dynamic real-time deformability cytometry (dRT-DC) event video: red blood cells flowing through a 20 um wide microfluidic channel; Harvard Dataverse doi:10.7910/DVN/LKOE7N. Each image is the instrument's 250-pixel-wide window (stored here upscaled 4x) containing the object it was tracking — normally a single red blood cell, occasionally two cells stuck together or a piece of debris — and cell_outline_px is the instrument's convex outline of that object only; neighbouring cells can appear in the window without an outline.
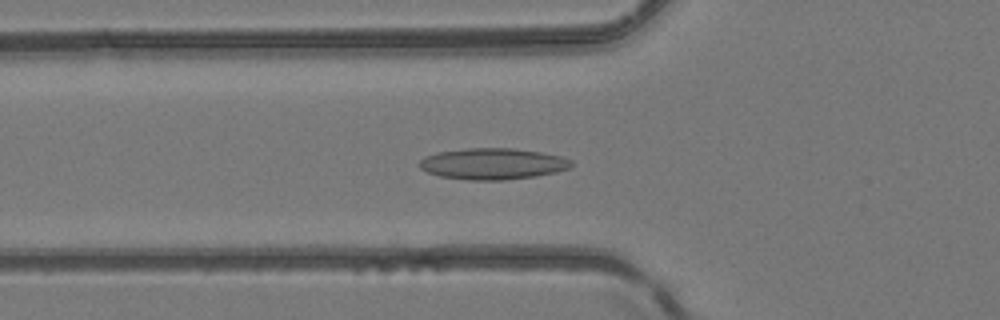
{"species": "common noctule bat (a hibernating species)", "species_latin": "Nyctalus noctula", "temperature_condition": "room temperature", "stored_images_in_passage": 49, "camera_frame_rate_fps": 3000, "um_per_image_px": 0.085, "animal": {"sex": "female", "body_mass_g": 24.6, "forearm_length_mm": 56.2}, "frame": {"image": 1, "passage_image": 17, "time_ms": 5.333, "image_size_px": [1000, 320], "cell_outline_px": [[572, 164], [568, 168], [556, 172], [536, 176], [504, 180], [468, 180], [440, 176], [428, 172], [420, 168], [420, 160], [424, 156], [436, 152], [468, 148], [512, 148], [540, 152], [560, 156], [572, 160]], "centroid_in_image_um": [41.86, 13.92], "position_along_channel_um": 83.9, "area_um2": 27.63}}
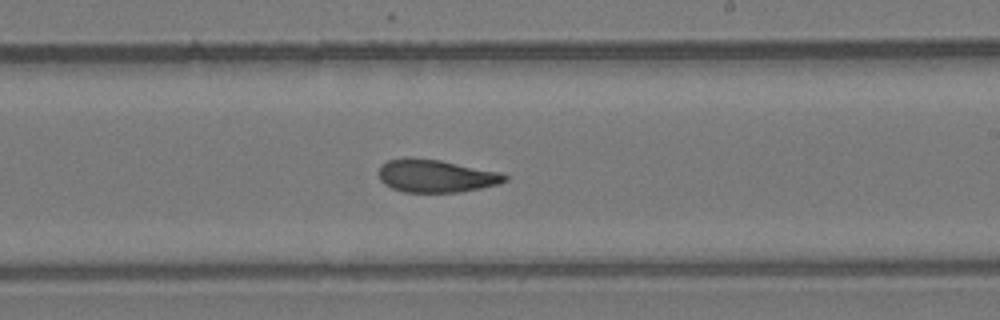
{"frame": {"image": 2, "passage_image": 29, "time_ms": 9.333, "image_size_px": [1000, 320], "cell_outline_px": [[508, 180], [500, 184], [460, 192], [404, 192], [392, 188], [384, 184], [380, 180], [380, 164], [388, 160], [440, 160], [500, 172], [508, 176]], "centroid_in_image_um": [37.11, 14.99], "position_along_channel_um": 251.9, "area_um2": 23.52}}
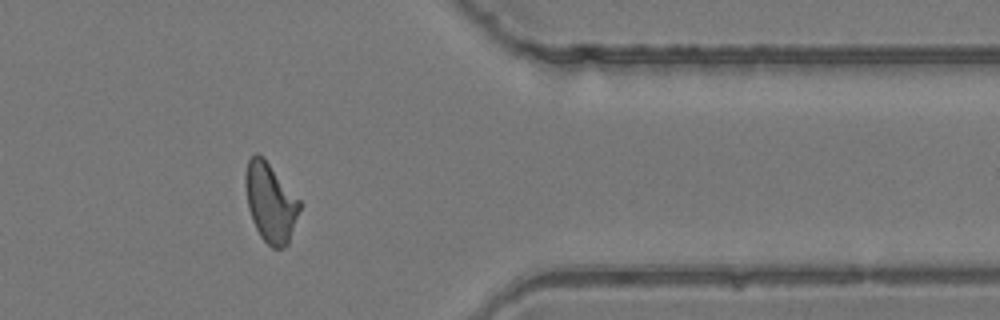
{"frame": {"image": 3, "passage_image": 40, "time_ms": 13.0, "image_size_px": [1000, 320], "cell_outline_px": [[300, 208], [288, 244], [284, 248], [272, 248], [260, 236], [252, 220], [248, 208], [244, 184], [244, 172], [248, 160], [256, 152], [264, 156], [300, 200]], "centroid_in_image_um": [22.96, 17.17], "position_along_channel_um": 388.4, "area_um2": 25.2}, "authors_computed_cell_mechanics": {"area_um2": 24.7962, "velocity_mm_per_s": 4.1796, "shape_relaxation_time_tau1_ms": null, "shape_relaxation_time_tau2_ms": 3.336, "deformation_change_tau1": null, "deformation_change_tau2": 0.1096}}